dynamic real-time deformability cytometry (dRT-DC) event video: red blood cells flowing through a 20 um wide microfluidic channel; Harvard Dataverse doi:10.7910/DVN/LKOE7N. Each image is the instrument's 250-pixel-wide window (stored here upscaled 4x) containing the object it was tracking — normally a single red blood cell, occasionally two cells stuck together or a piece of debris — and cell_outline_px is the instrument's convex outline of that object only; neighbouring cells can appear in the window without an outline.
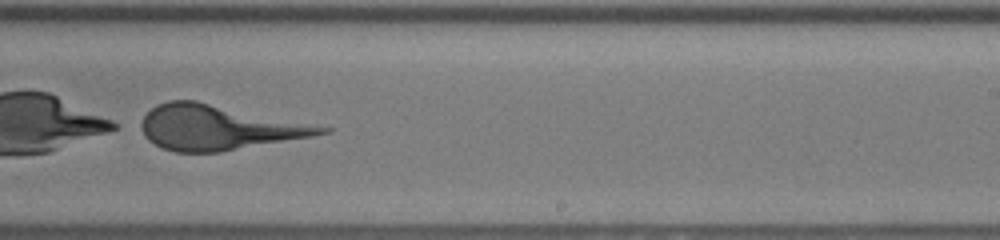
{"species": "human", "species_latin": "Homo sapiens", "temperature_condition": "room temperature", "stored_images_in_passage": 31, "camera_frame_rate_fps": 3000, "um_per_image_px": 0.085, "donor": {"sex": "female"}, "frame": {"image": 1, "passage_image": 18, "time_ms": 5.667, "image_size_px": [1000, 240], "cell_outline_px": [[332, 128], [328, 132], [312, 136], [220, 152], [176, 152], [164, 148], [148, 140], [144, 136], [140, 124], [144, 116], [156, 104], [168, 100], [196, 100]], "centroid_in_image_um": [18.52, 10.83], "position_along_channel_um": 270.5, "area_um2": 46.59}}
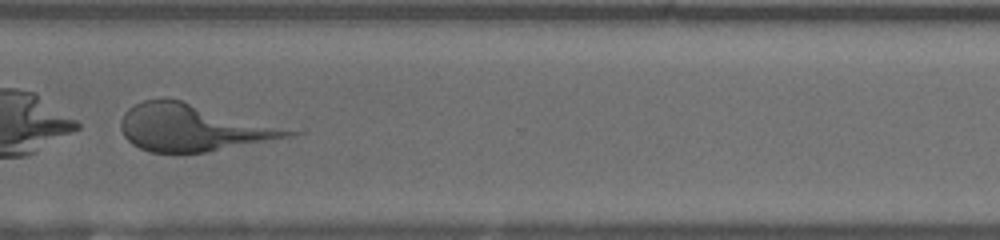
{"frame": {"image": 2, "passage_image": 24, "time_ms": 7.667, "image_size_px": [1000, 240], "cell_outline_px": [[304, 132], [292, 136], [204, 152], [152, 152], [140, 148], [132, 144], [124, 136], [120, 128], [120, 120], [124, 112], [128, 108], [144, 100], [164, 96], [304, 128]], "centroid_in_image_um": [16.59, 10.8], "position_along_channel_um": 354.0, "area_um2": 47.63}}